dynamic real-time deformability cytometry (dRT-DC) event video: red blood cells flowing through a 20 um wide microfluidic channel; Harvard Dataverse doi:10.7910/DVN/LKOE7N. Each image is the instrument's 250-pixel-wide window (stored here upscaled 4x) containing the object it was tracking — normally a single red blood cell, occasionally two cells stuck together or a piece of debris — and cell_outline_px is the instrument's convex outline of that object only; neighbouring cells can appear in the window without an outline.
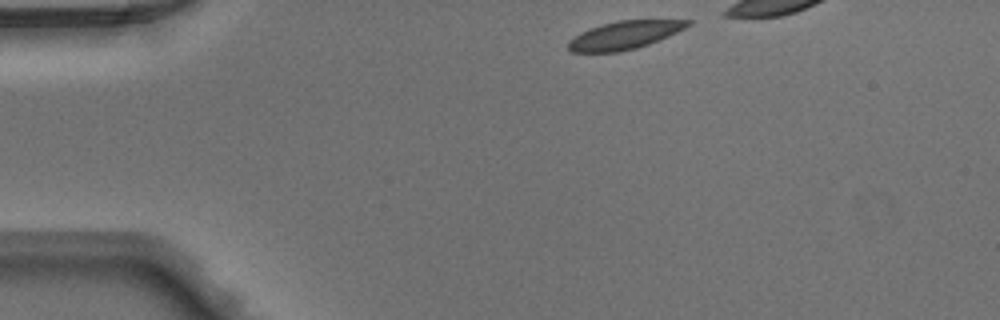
{"species": "Egyptian fruit bat (a non-hibernating species)", "species_latin": "Rousettus aegyptiacus", "temperature_condition": "warm", "stored_images_in_passage": 32, "camera_frame_rate_fps": 3000, "um_per_image_px": 0.085, "animal": {"sex": "male"}, "frame": {"image": 1, "passage_image": 1, "time_ms": 0.0, "image_size_px": [1000, 320], "cell_outline_px": [[692, 24], [668, 36], [648, 44], [636, 48], [620, 52], [572, 52], [568, 48], [568, 40], [580, 32], [600, 24], [620, 20], [692, 20]], "centroid_in_image_um": [53.05, 2.98], "position_along_channel_um": 32.0, "area_um2": 19.48}}
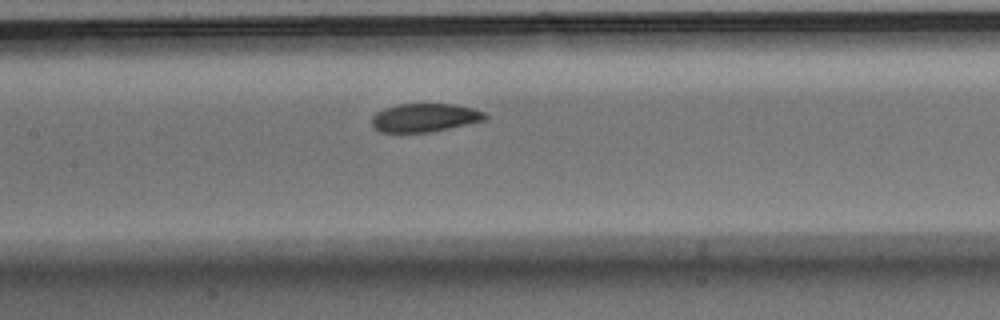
{"frame": {"image": 2, "passage_image": 15, "time_ms": 4.667, "image_size_px": [1000, 320], "cell_outline_px": [[488, 120], [432, 132], [380, 132], [372, 128], [372, 116], [376, 112], [384, 108], [400, 104], [456, 104], [472, 108], [484, 112], [488, 116]], "centroid_in_image_um": [36.12, 10.01], "position_along_channel_um": 171.3, "area_um2": 19.02}}
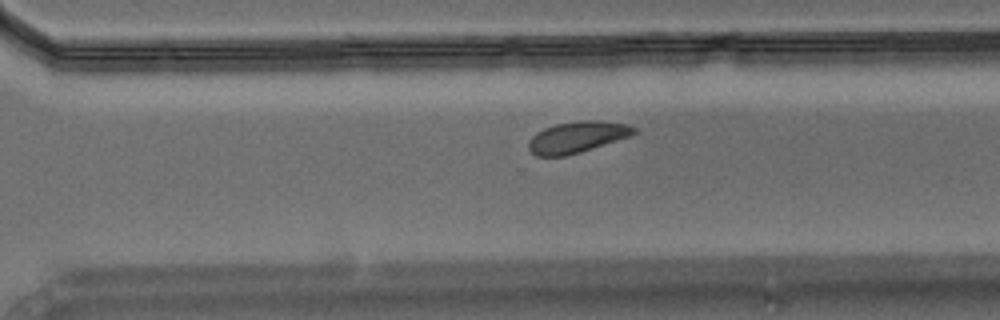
{"frame": {"image": 3, "passage_image": 26, "time_ms": 8.333, "image_size_px": [1000, 320], "cell_outline_px": [[636, 132], [632, 136], [580, 152], [564, 156], [536, 156], [528, 148], [528, 140], [536, 132], [544, 128], [556, 124], [580, 120], [600, 120], [628, 124], [636, 128]], "centroid_in_image_um": [49.07, 11.64], "position_along_channel_um": 321.5, "area_um2": 19.36}}